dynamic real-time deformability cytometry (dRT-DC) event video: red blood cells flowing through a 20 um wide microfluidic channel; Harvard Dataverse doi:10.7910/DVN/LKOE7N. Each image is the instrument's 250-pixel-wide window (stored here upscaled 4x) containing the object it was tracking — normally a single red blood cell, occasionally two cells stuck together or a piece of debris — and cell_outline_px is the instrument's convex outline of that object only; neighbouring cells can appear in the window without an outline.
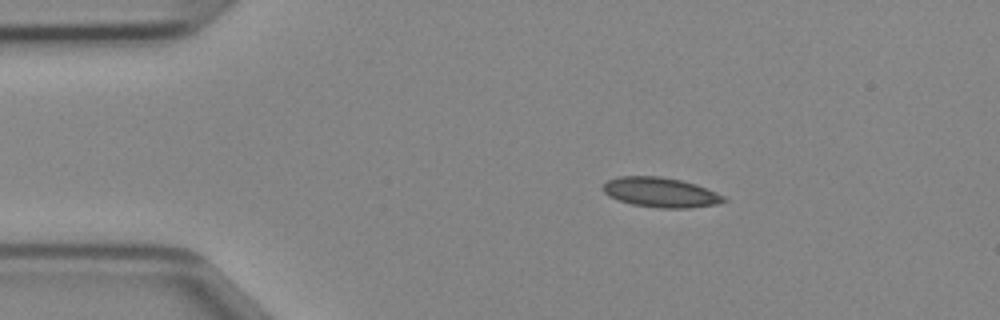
{"species": "Egyptian fruit bat (a non-hibernating species)", "species_latin": "Rousettus aegyptiacus", "temperature_condition": "cold", "stored_images_in_passage": 45, "camera_frame_rate_fps": 3000, "um_per_image_px": 0.085, "animal": {"sex": "female"}, "frame": {"image": 1, "passage_image": 7, "time_ms": 2.0, "image_size_px": [1000, 320], "cell_outline_px": [[728, 200], [716, 204], [688, 208], [660, 208], [632, 204], [608, 196], [604, 192], [604, 184], [608, 180], [620, 176], [660, 176], [680, 180], [696, 184], [716, 192], [724, 196]], "centroid_in_image_um": [56.16, 16.35], "position_along_channel_um": 28.8, "area_um2": 20.81}}
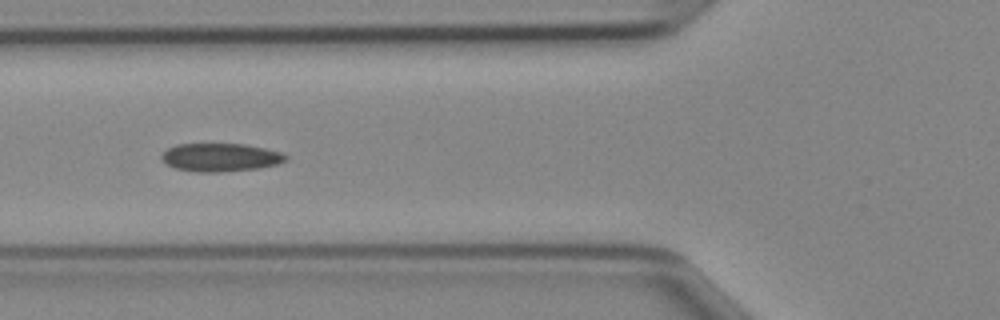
{"frame": {"image": 2, "passage_image": 16, "time_ms": 5.0, "image_size_px": [1000, 320], "cell_outline_px": [[288, 160], [276, 164], [256, 168], [220, 172], [196, 172], [176, 168], [160, 160], [160, 156], [168, 148], [176, 144], [244, 144], [264, 148], [280, 152], [288, 156]], "centroid_in_image_um": [18.71, 13.37], "position_along_channel_um": 107.1, "area_um2": 20.29}}
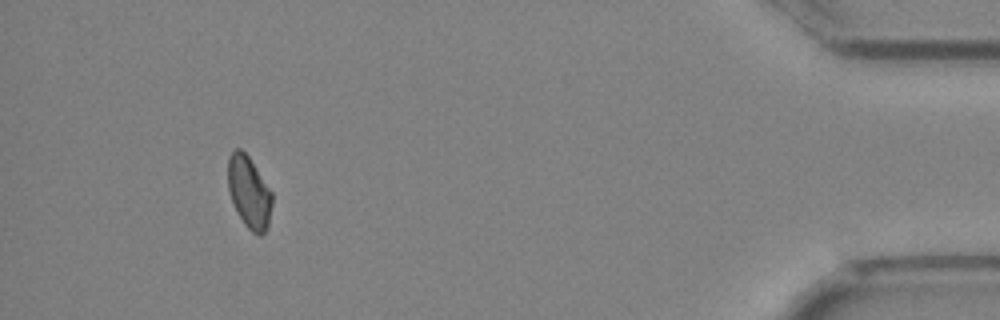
{"frame": {"image": 3, "passage_image": 42, "time_ms": 13.667, "image_size_px": [1000, 320], "cell_outline_px": [[272, 204], [268, 228], [260, 236], [256, 236], [244, 224], [228, 192], [228, 156], [236, 148], [240, 148], [248, 156], [272, 192]], "centroid_in_image_um": [21.18, 16.36], "position_along_channel_um": 414.0, "area_um2": 18.44}}